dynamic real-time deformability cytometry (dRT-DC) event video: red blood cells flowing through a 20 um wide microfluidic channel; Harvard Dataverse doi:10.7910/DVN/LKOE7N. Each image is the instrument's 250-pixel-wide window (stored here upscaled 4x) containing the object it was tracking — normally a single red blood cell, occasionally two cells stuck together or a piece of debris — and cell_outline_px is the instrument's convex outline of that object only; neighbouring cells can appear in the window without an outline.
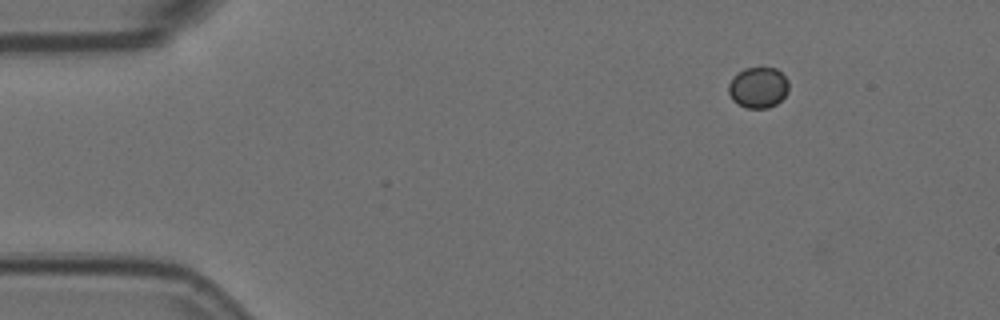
{"species": "Egyptian fruit bat (a non-hibernating species)", "species_latin": "Rousettus aegyptiacus", "temperature_condition": "room temperature", "stored_images_in_passage": 51, "camera_frame_rate_fps": 3000, "um_per_image_px": 0.085, "animal": {"sex": "female"}, "frame": {"image": 1, "passage_image": 1, "time_ms": 0.0, "image_size_px": [1000, 320], "cell_outline_px": [[788, 92], [776, 104], [768, 108], [748, 108], [732, 100], [728, 92], [728, 84], [732, 76], [744, 68], [776, 68], [788, 80]], "centroid_in_image_um": [64.43, 7.43], "position_along_channel_um": 20.6, "area_um2": 14.33}}
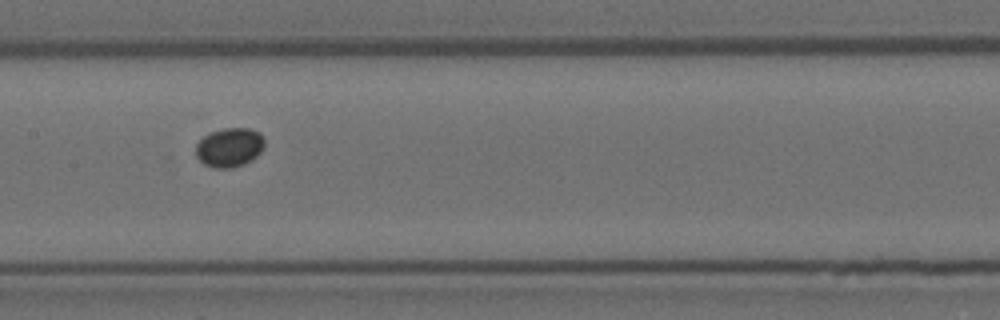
{"frame": {"image": 2, "passage_image": 22, "time_ms": 7.0, "image_size_px": [1000, 320], "cell_outline_px": [[264, 148], [252, 160], [244, 164], [232, 168], [216, 168], [204, 164], [196, 156], [196, 144], [208, 132], [224, 128], [248, 128], [260, 132], [264, 136]], "centroid_in_image_um": [19.52, 12.52], "position_along_channel_um": 187.9, "area_um2": 15.84}}
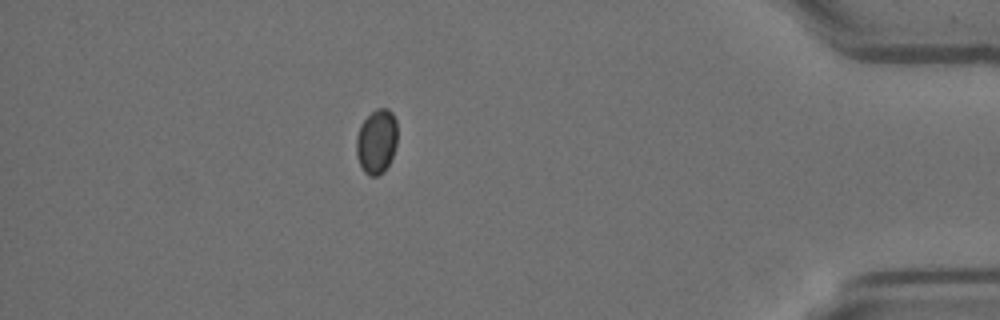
{"frame": {"image": 3, "passage_image": 44, "time_ms": 14.333, "image_size_px": [1000, 320], "cell_outline_px": [[396, 144], [392, 156], [388, 164], [376, 176], [368, 176], [364, 172], [356, 156], [356, 136], [360, 124], [376, 108], [388, 108], [392, 112], [396, 120]], "centroid_in_image_um": [31.98, 11.99], "position_along_channel_um": 403.2, "area_um2": 15.32}}